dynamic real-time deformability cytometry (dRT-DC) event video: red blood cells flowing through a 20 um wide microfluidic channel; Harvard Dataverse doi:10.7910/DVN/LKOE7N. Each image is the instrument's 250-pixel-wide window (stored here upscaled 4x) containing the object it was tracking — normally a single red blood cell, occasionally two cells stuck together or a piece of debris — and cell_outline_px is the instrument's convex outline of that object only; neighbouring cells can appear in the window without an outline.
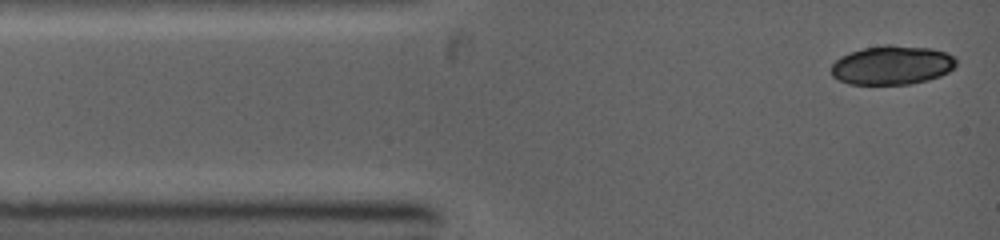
{"species": "common noctule bat (a hibernating species)", "species_latin": "Nyctalus noctula", "temperature_condition": "warm", "stored_images_in_passage": 4, "camera_frame_rate_fps": 5000, "um_per_image_px": 0.085, "animal": {"sex": "female", "body_mass_g": 19.0, "forearm_length_mm": 53.3}, "frame": {"image": 1, "passage_image": 1, "time_ms": 0.0, "image_size_px": [1000, 240], "cell_outline_px": [[956, 64], [948, 72], [940, 76], [928, 80], [908, 84], [848, 84], [832, 76], [832, 64], [840, 56], [864, 48], [884, 44], [892, 44], [932, 48], [944, 52], [952, 56], [956, 60]], "centroid_in_image_um": [75.82, 5.53], "position_along_channel_um": 9.2, "area_um2": 28.38}}